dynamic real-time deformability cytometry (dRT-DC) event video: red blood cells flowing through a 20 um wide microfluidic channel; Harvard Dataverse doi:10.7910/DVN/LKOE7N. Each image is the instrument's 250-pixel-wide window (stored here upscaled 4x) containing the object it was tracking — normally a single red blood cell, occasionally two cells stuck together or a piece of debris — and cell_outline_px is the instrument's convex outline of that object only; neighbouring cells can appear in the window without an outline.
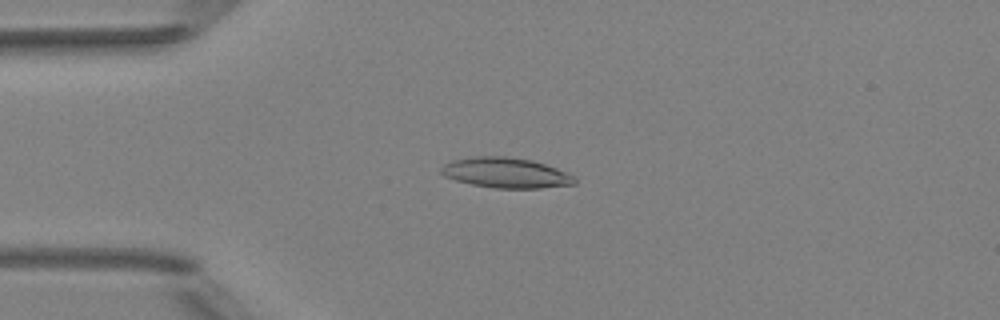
{"species": "Egyptian fruit bat (a non-hibernating species)", "species_latin": "Rousettus aegyptiacus", "temperature_condition": "room temperature", "stored_images_in_passage": 7, "camera_frame_rate_fps": 3000, "um_per_image_px": 0.085, "animal": {"sex": "female"}, "frame": {"image": 1, "passage_image": 3, "time_ms": 2.333, "image_size_px": [1000, 320], "cell_outline_px": [[576, 184], [540, 188], [496, 188], [472, 184], [456, 180], [444, 176], [440, 172], [440, 168], [444, 164], [452, 160], [472, 156], [504, 156], [532, 160], [556, 168], [576, 176]], "centroid_in_image_um": [43.0, 14.68], "position_along_channel_um": 42.0, "area_um2": 23.58}}
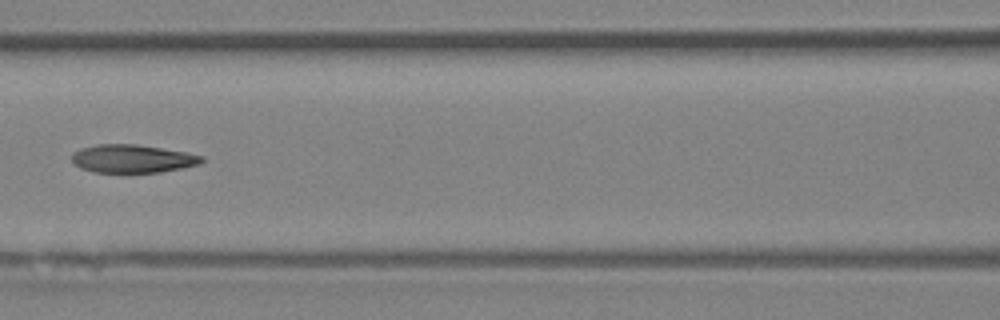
{"frame": {"image": 2, "passage_image": 6, "time_ms": 5.667, "image_size_px": [1000, 320], "cell_outline_px": [[204, 160], [200, 164], [160, 172], [92, 172], [80, 168], [72, 164], [72, 152], [80, 148], [96, 144], [136, 144], [184, 152], [204, 156]], "centroid_in_image_um": [11.2, 13.48], "position_along_channel_um": 155.4, "area_um2": 21.33}}
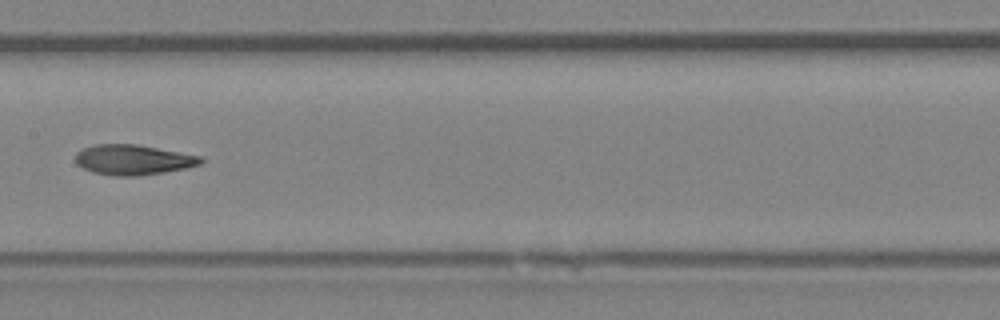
{"frame": {"image": 3, "passage_image": 7, "time_ms": 6.667, "image_size_px": [1000, 320], "cell_outline_px": [[204, 160], [200, 164], [184, 168], [164, 172], [136, 176], [116, 176], [92, 172], [76, 164], [76, 152], [84, 148], [96, 144], [136, 144], [180, 152], [200, 156]], "centroid_in_image_um": [11.29, 13.58], "position_along_channel_um": 196.1, "area_um2": 21.85}}